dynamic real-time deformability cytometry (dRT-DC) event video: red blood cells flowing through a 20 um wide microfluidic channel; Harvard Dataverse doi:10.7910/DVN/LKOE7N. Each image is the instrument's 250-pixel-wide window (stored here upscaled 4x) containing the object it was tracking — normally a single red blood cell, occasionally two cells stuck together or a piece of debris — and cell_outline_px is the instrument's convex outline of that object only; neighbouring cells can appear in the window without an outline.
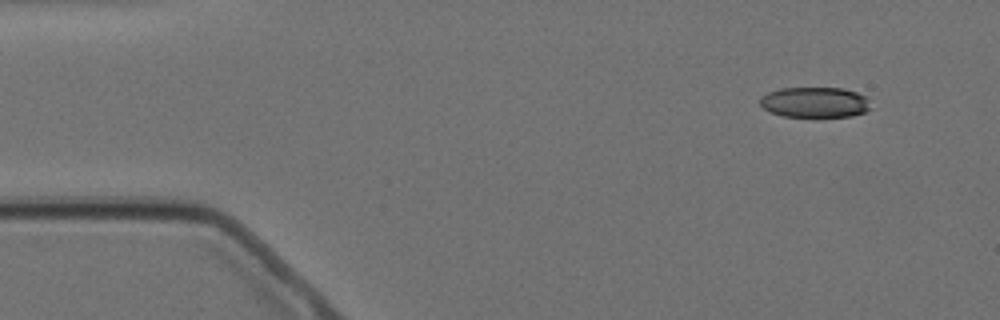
{"species": "Egyptian fruit bat (a non-hibernating species)", "species_latin": "Rousettus aegyptiacus", "temperature_condition": "cold", "stored_images_in_passage": 4, "camera_frame_rate_fps": 3000, "um_per_image_px": 0.085, "animal": {"sex": "female"}, "frame": {"image": 1, "passage_image": 1, "time_ms": 0.0, "image_size_px": [1000, 320], "cell_outline_px": [[872, 108], [864, 112], [852, 116], [784, 116], [772, 112], [764, 108], [760, 104], [760, 96], [768, 92], [780, 88], [844, 88], [868, 96]], "centroid_in_image_um": [69.3, 8.68], "position_along_channel_um": 15.7, "area_um2": 19.71}}
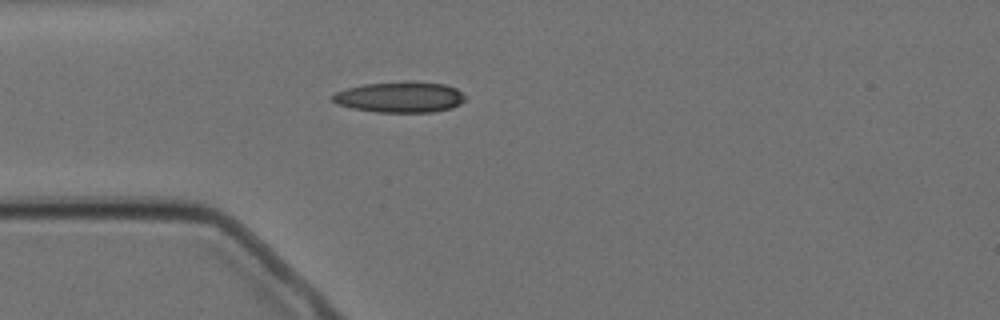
{"frame": {"image": 2, "passage_image": 4, "time_ms": 3.333, "image_size_px": [1000, 320], "cell_outline_px": [[468, 96], [460, 104], [452, 108], [432, 112], [376, 112], [352, 108], [336, 104], [332, 100], [332, 96], [336, 92], [348, 88], [364, 84], [412, 80], [444, 84], [456, 88]], "centroid_in_image_um": [34.04, 8.24], "position_along_channel_um": 51.0, "area_um2": 24.1}}